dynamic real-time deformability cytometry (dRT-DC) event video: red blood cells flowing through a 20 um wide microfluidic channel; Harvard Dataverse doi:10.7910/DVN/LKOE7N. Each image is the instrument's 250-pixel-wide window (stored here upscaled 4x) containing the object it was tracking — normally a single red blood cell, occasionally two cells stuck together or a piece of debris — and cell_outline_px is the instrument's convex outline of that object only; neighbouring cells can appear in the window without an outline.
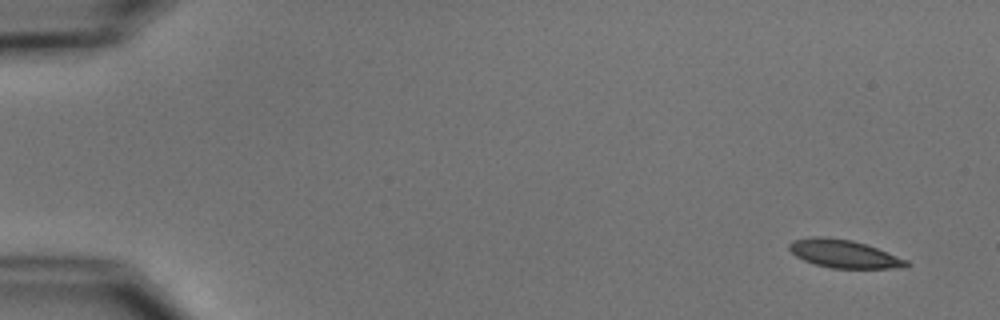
{"species": "common noctule bat (a hibernating species)", "species_latin": "Nyctalus noctula", "temperature_condition": "cold", "stored_images_in_passage": 4, "camera_frame_rate_fps": 3000, "um_per_image_px": 0.085, "animal": {"sex": "male", "body_mass_g": 15.6}, "frame": {"image": 1, "passage_image": 1, "time_ms": 0.0, "image_size_px": [1000, 320], "cell_outline_px": [[912, 264], [904, 268], [832, 268], [816, 264], [804, 260], [796, 256], [788, 248], [788, 244], [792, 240], [812, 236], [824, 236], [852, 240], [876, 248], [908, 260]], "centroid_in_image_um": [71.73, 21.57], "position_along_channel_um": 13.3, "area_um2": 19.13}}
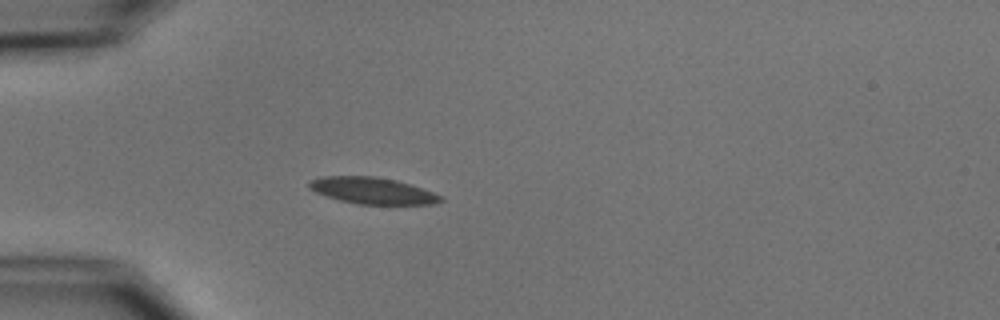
{"frame": {"image": 2, "passage_image": 4, "time_ms": 4.333, "image_size_px": [1000, 320], "cell_outline_px": [[444, 200], [436, 204], [356, 204], [340, 200], [316, 192], [308, 188], [308, 184], [312, 180], [324, 176], [376, 176], [396, 180], [432, 192], [440, 196]], "centroid_in_image_um": [31.65, 16.21], "position_along_channel_um": 53.4, "area_um2": 20.06}}